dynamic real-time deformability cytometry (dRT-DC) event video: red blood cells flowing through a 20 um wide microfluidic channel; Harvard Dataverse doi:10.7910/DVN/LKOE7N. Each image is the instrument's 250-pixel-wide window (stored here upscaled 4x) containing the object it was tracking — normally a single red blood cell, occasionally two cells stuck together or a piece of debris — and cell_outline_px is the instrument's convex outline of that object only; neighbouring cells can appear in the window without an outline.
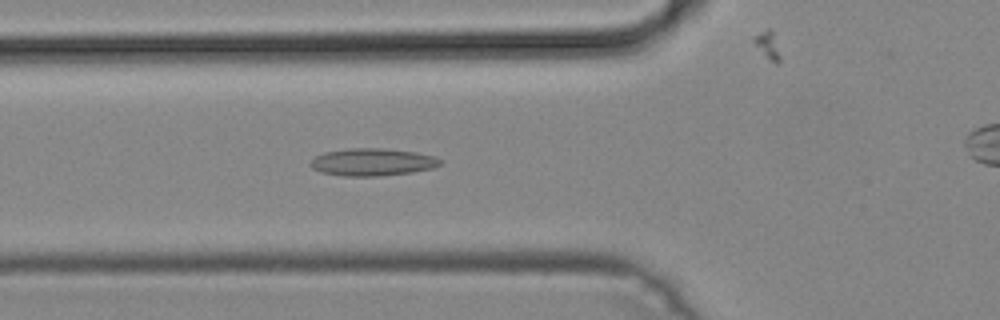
{"species": "common noctule bat (a hibernating species)", "species_latin": "Nyctalus noctula", "temperature_condition": "cold", "stored_images_in_passage": 50, "camera_frame_rate_fps": 3000, "um_per_image_px": 0.085, "animal": {"sex": "male", "body_mass_g": 19.2, "forearm_length_mm": 51.8}, "frame": {"image": 1, "passage_image": 18, "time_ms": 5.667, "image_size_px": [1000, 320], "cell_outline_px": [[444, 160], [440, 164], [432, 168], [412, 172], [380, 176], [344, 176], [320, 172], [312, 168], [312, 160], [316, 156], [324, 152], [348, 148], [380, 148], [416, 152], [436, 156]], "centroid_in_image_um": [31.69, 13.77], "position_along_channel_um": 94.1, "area_um2": 20.75}}
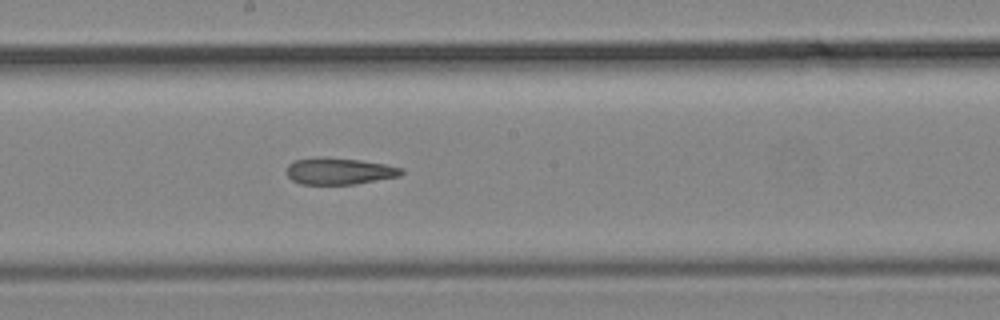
{"frame": {"image": 2, "passage_image": 27, "time_ms": 8.667, "image_size_px": [1000, 320], "cell_outline_px": [[404, 172], [400, 176], [356, 184], [300, 184], [292, 180], [288, 176], [288, 164], [292, 160], [312, 156], [320, 156], [360, 160], [384, 164], [404, 168]], "centroid_in_image_um": [28.82, 14.53], "position_along_channel_um": 219.4, "area_um2": 18.09}}
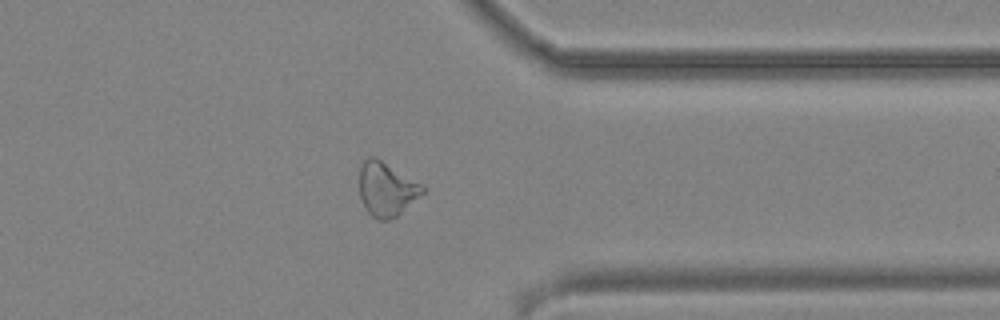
{"frame": {"image": 3, "passage_image": 39, "time_ms": 12.667, "image_size_px": [1000, 320], "cell_outline_px": [[424, 192], [396, 216], [388, 220], [376, 220], [364, 208], [360, 196], [360, 164], [368, 156], [376, 156], [424, 184]], "centroid_in_image_um": [32.84, 16.04], "position_along_channel_um": 378.6, "area_um2": 20.11}}